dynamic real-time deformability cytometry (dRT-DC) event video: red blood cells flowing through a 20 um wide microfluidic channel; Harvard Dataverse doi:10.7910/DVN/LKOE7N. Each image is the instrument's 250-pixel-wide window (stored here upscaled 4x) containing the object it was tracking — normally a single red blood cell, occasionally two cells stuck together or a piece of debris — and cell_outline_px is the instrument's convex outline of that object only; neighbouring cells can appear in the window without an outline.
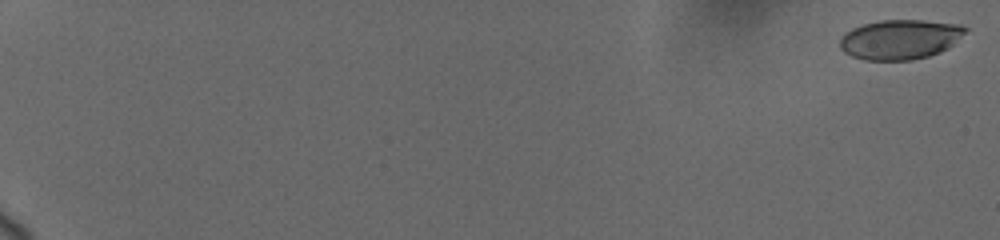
{"species": "human", "species_latin": "Homo sapiens", "temperature_condition": "cold", "stored_images_in_passage": 14, "camera_frame_rate_fps": 3000, "um_per_image_px": 0.085, "donor": {"sex": "female"}, "frame": {"image": 1, "passage_image": 1, "time_ms": 0.0, "image_size_px": [1000, 240], "cell_outline_px": [[968, 28], [948, 48], [940, 52], [928, 56], [912, 60], [864, 60], [852, 56], [844, 52], [840, 48], [840, 36], [844, 32], [852, 28], [864, 24], [880, 20], [924, 20], [960, 24]], "centroid_in_image_um": [76.47, 3.35], "position_along_channel_um": 8.5, "area_um2": 29.07}}